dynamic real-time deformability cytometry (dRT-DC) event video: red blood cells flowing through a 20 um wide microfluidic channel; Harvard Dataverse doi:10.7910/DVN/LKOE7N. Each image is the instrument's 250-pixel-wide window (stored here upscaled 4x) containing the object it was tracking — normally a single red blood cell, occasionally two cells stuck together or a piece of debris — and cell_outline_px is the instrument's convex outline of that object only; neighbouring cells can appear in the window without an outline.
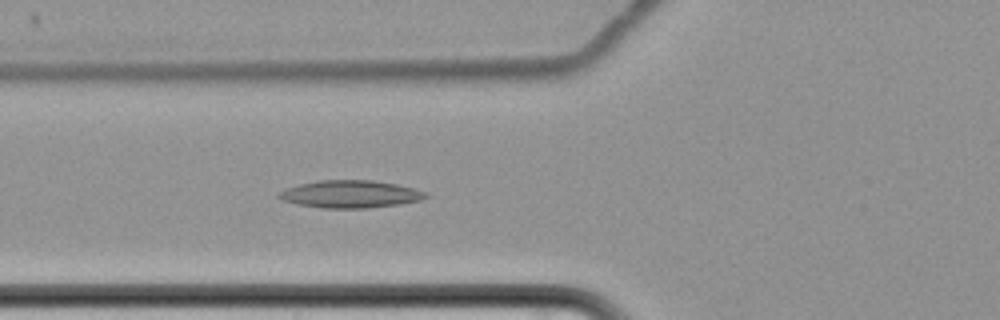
{"species": "common noctule bat (a hibernating species)", "species_latin": "Nyctalus noctula", "temperature_condition": "cold", "stored_images_in_passage": 3, "camera_frame_rate_fps": 3000, "um_per_image_px": 0.085, "animal": {"sex": "female", "body_mass_g": 22.7, "forearm_length_mm": 54.2}, "frame": {"image": 1, "passage_image": 3, "time_ms": 2.667, "image_size_px": [1000, 320], "cell_outline_px": [[428, 196], [420, 200], [400, 204], [364, 208], [324, 208], [296, 204], [280, 200], [276, 196], [284, 188], [316, 180], [372, 180], [396, 184], [428, 192]], "centroid_in_image_um": [29.73, 16.5], "position_along_channel_um": 96.1, "area_um2": 23.58}}